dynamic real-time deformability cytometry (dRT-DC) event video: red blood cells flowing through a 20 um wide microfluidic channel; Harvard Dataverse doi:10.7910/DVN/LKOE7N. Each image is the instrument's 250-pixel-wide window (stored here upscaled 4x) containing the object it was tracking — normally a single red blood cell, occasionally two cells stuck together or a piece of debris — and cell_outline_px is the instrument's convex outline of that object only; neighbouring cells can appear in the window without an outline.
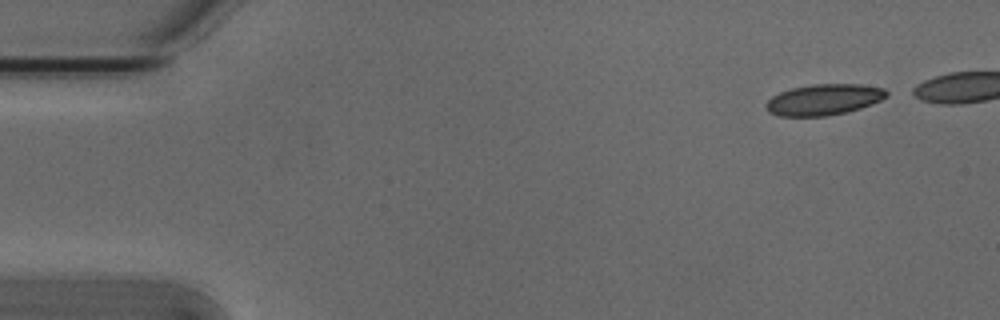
{"species": "Egyptian fruit bat (a non-hibernating species)", "species_latin": "Rousettus aegyptiacus", "temperature_condition": "cold", "stored_images_in_passage": 5, "camera_frame_rate_fps": 3000, "um_per_image_px": 0.085, "animal": {"sex": "male"}, "frame": {"image": 1, "passage_image": 1, "time_ms": 0.0, "image_size_px": [1000, 320], "cell_outline_px": [[888, 96], [872, 104], [860, 108], [844, 112], [824, 116], [780, 116], [768, 112], [764, 108], [764, 104], [772, 96], [780, 92], [792, 88], [812, 84], [860, 84], [884, 88], [888, 92]], "centroid_in_image_um": [70.0, 8.46], "position_along_channel_um": 15.0, "area_um2": 21.79}}